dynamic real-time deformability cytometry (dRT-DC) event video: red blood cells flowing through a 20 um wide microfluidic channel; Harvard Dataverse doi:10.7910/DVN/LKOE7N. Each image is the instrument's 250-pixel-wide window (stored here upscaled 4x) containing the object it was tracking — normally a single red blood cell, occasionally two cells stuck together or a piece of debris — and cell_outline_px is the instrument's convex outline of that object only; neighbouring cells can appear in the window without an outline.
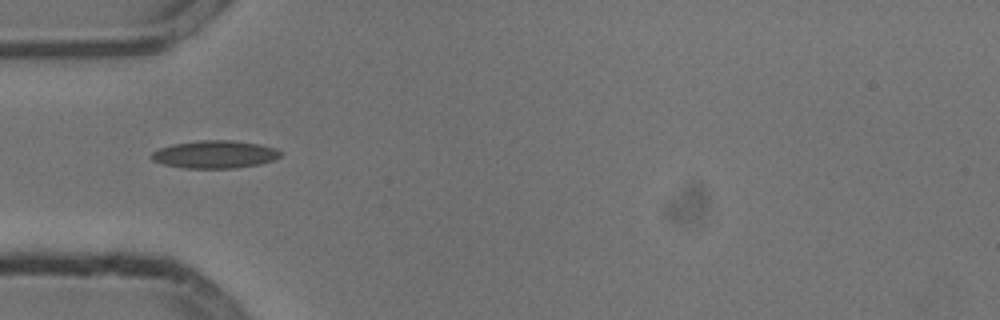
{"species": "common noctule bat (a hibernating species)", "species_latin": "Nyctalus noctula", "temperature_condition": "cold", "stored_images_in_passage": 21, "camera_frame_rate_fps": 3000, "um_per_image_px": 0.085, "animal": {"sex": "male", "body_mass_g": 13.3}, "frame": {"image": 1, "passage_image": 4, "time_ms": 1.0, "image_size_px": [1000, 320], "cell_outline_px": [[280, 156], [272, 160], [260, 164], [236, 168], [184, 168], [164, 164], [152, 160], [152, 152], [160, 148], [172, 144], [200, 140], [232, 140], [260, 144], [276, 148], [280, 152]], "centroid_in_image_um": [18.26, 13.12], "position_along_channel_um": 66.7, "area_um2": 20.75}}
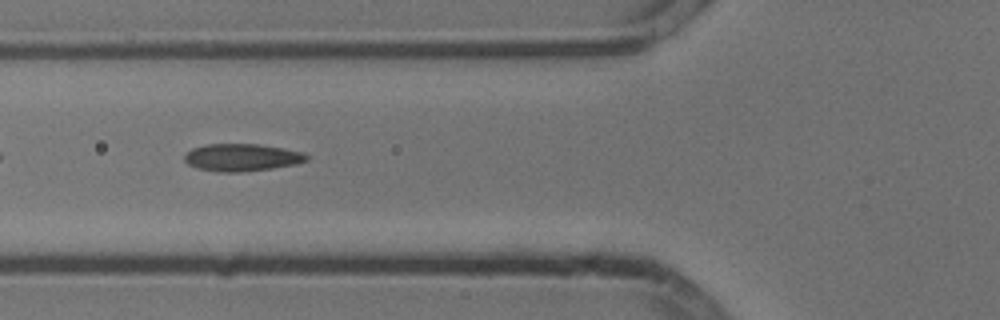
{"frame": {"image": 2, "passage_image": 7, "time_ms": 2.0, "image_size_px": [1000, 320], "cell_outline_px": [[308, 160], [296, 164], [272, 168], [240, 172], [216, 172], [196, 168], [188, 164], [184, 160], [184, 156], [192, 148], [204, 144], [260, 144], [284, 148], [304, 152], [308, 156]], "centroid_in_image_um": [20.55, 13.38], "position_along_channel_um": 105.2, "area_um2": 19.65}}
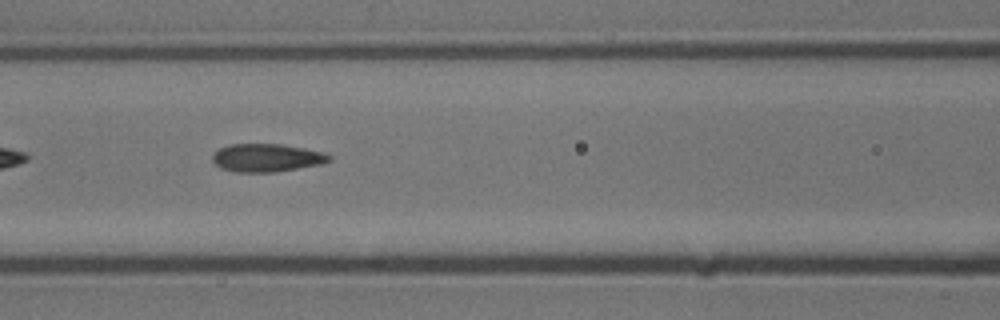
{"frame": {"image": 3, "passage_image": 10, "time_ms": 3.0, "image_size_px": [1000, 320], "cell_outline_px": [[332, 160], [320, 164], [272, 172], [236, 172], [220, 168], [212, 160], [212, 156], [220, 148], [228, 144], [280, 144], [324, 152], [332, 156]], "centroid_in_image_um": [22.66, 13.41], "position_along_channel_um": 143.9, "area_um2": 18.9}}